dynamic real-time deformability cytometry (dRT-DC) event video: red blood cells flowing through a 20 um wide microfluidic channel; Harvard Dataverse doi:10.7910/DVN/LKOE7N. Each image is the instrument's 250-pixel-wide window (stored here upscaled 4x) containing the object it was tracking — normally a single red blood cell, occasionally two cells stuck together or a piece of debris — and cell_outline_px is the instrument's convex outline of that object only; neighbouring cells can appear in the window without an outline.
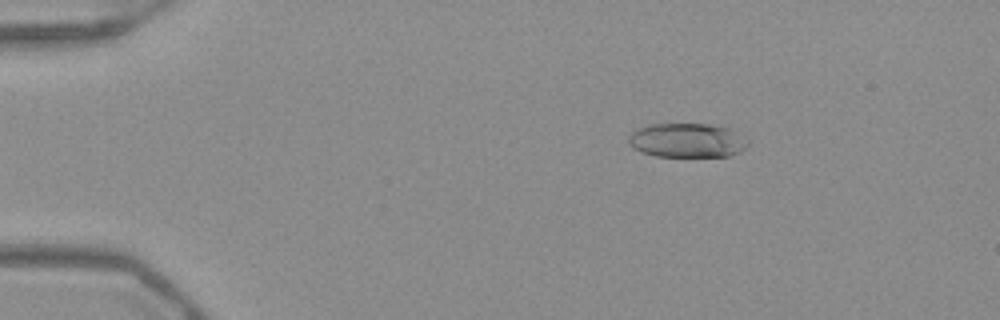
{"species": "Egyptian fruit bat (a non-hibernating species)", "species_latin": "Rousettus aegyptiacus", "temperature_condition": "warm", "stored_images_in_passage": 52, "camera_frame_rate_fps": 3000, "um_per_image_px": 0.085, "frame": {"image": 1, "passage_image": 9, "time_ms": 2.667, "image_size_px": [1000, 320], "cell_outline_px": [[748, 144], [740, 152], [728, 156], [656, 156], [640, 152], [632, 148], [628, 140], [628, 136], [632, 132], [648, 124], [708, 124], [728, 128], [748, 140]], "centroid_in_image_um": [58.37, 11.93], "position_along_channel_um": 26.6, "area_um2": 23.7}}
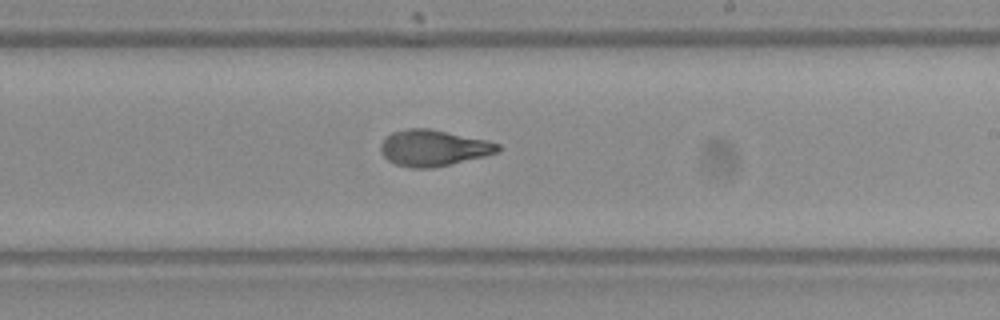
{"frame": {"image": 2, "passage_image": 32, "time_ms": 10.333, "image_size_px": [1000, 320], "cell_outline_px": [[500, 152], [484, 156], [432, 168], [412, 168], [396, 164], [388, 160], [380, 152], [380, 144], [392, 132], [408, 128], [428, 128], [488, 140], [500, 144]], "centroid_in_image_um": [36.84, 12.57], "position_along_channel_um": 252.2, "area_um2": 24.62}}
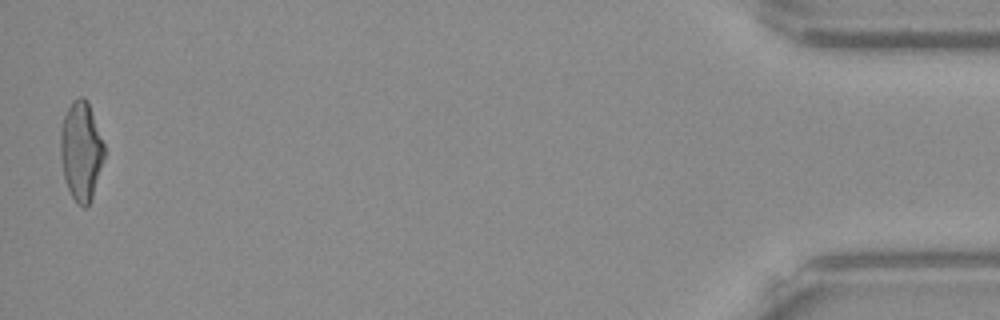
{"frame": {"image": 3, "passage_image": 52, "time_ms": 17.0, "image_size_px": [1000, 320], "cell_outline_px": [[104, 160], [92, 200], [84, 208], [76, 204], [68, 188], [64, 176], [60, 156], [60, 128], [64, 116], [72, 100], [80, 96], [84, 96], [88, 100], [104, 144]], "centroid_in_image_um": [6.9, 12.83], "position_along_channel_um": 428.3, "area_um2": 25.55}, "authors_computed_cell_mechanics": {"area_um2": 24.7095, "velocity_mm_per_s": 3.9342, "shape_relaxation_time_tau1_ms": 4.8635, "shape_relaxation_time_tau2_ms": 0.9872, "deformation_change_tau1": 0.2081, "deformation_change_tau2": 0.0677}}